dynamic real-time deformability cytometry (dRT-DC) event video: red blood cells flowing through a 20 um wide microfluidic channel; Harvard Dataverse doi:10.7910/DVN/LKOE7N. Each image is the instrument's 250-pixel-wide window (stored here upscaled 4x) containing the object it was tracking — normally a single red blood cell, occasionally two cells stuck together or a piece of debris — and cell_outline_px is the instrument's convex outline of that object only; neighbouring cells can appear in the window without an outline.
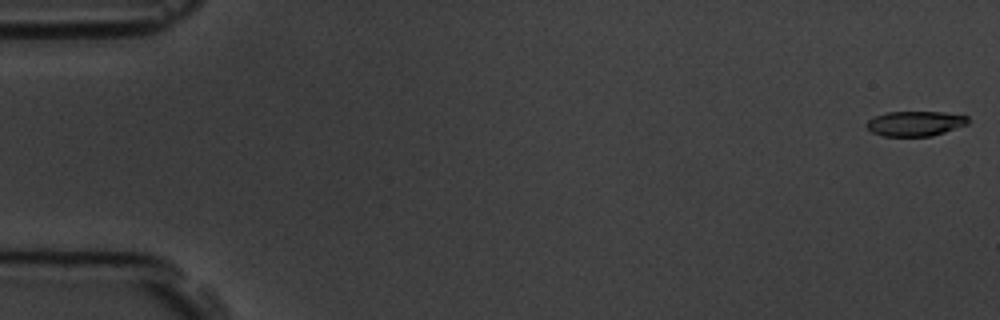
{"species": "common noctule bat (a hibernating species)", "species_latin": "Nyctalus noctula", "temperature_condition": "room temperature", "stored_images_in_passage": 7, "camera_frame_rate_fps": 3000, "um_per_image_px": 0.085, "animal": {"sex": "male", "body_mass_g": 19.5, "forearm_length_mm": 54.6}, "frame": {"image": 1, "passage_image": 1, "time_ms": 0.0, "image_size_px": [1000, 320], "cell_outline_px": [[968, 124], [932, 136], [884, 136], [872, 132], [864, 124], [868, 120], [876, 116], [888, 112], [944, 112], [968, 116]], "centroid_in_image_um": [77.79, 10.5], "position_along_channel_um": 7.2, "area_um2": 14.68}}
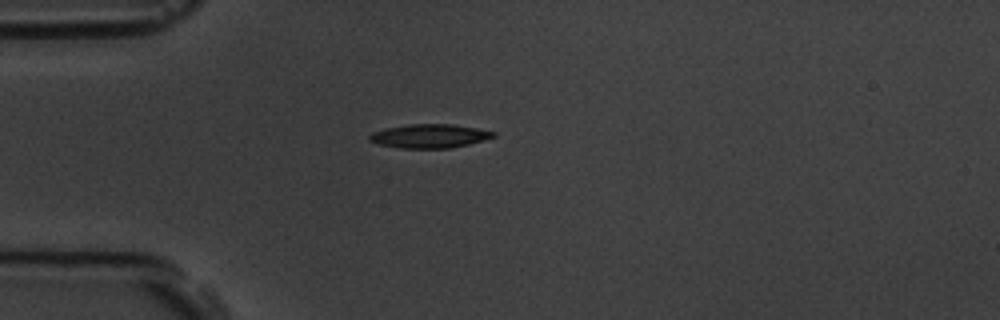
{"frame": {"image": 2, "passage_image": 5, "time_ms": 4.667, "image_size_px": [1000, 320], "cell_outline_px": [[496, 136], [468, 144], [452, 148], [400, 148], [380, 144], [368, 140], [368, 136], [372, 132], [384, 128], [408, 124], [452, 124], [476, 128], [496, 132]], "centroid_in_image_um": [36.48, 11.56], "position_along_channel_um": 48.5, "area_um2": 17.17}}
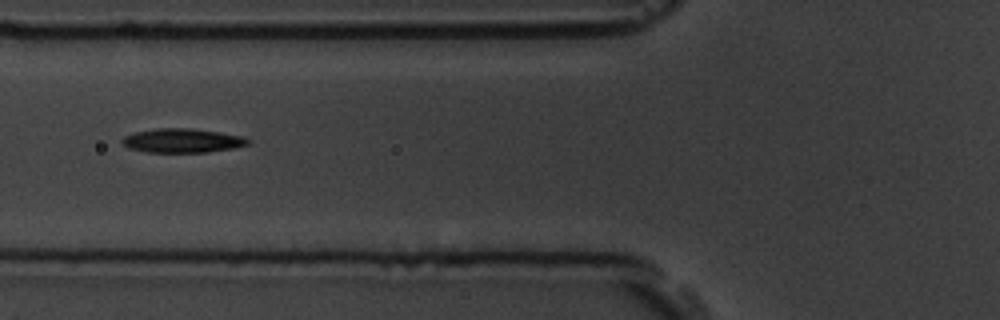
{"frame": {"image": 3, "passage_image": 7, "time_ms": 6.667, "image_size_px": [1000, 320], "cell_outline_px": [[248, 144], [232, 148], [208, 152], [148, 152], [128, 148], [120, 140], [124, 136], [136, 132], [156, 128], [188, 128], [220, 132], [244, 136], [248, 140]], "centroid_in_image_um": [15.48, 11.95], "position_along_channel_um": 110.3, "area_um2": 17.51}}